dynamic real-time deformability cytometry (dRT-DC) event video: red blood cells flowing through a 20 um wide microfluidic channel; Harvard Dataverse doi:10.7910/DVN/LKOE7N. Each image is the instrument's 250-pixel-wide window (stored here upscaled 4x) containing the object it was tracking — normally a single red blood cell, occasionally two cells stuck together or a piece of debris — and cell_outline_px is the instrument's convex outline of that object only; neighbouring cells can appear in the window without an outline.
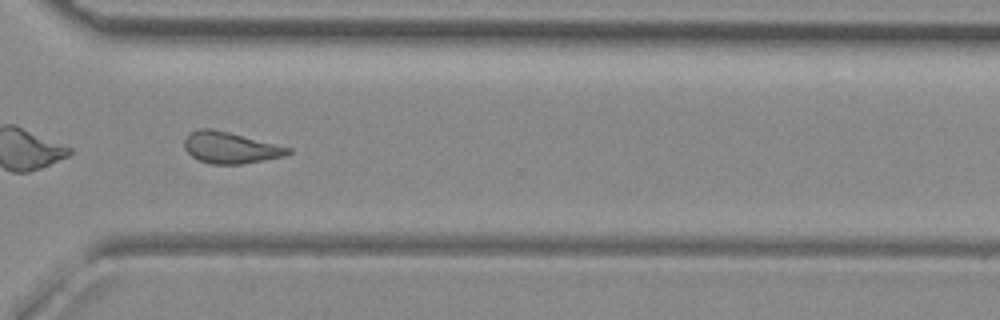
{"species": "common noctule bat (a hibernating species)", "species_latin": "Nyctalus noctula", "temperature_condition": "room temperature", "stored_images_in_passage": 52, "camera_frame_rate_fps": 3000, "um_per_image_px": 0.085, "animal": {"sex": "female", "body_mass_g": 29.2, "forearm_length_mm": 56.3}, "frame": {"image": 1, "passage_image": 37, "time_ms": 12.0, "image_size_px": [1000, 320], "cell_outline_px": [[292, 152], [284, 156], [240, 164], [212, 164], [200, 160], [192, 156], [184, 148], [184, 140], [192, 132], [200, 128], [212, 128], [292, 148]], "centroid_in_image_um": [19.58, 12.55], "position_along_channel_um": 351.0, "area_um2": 18.67}, "authors_computed_cell_mechanics": {"area_um2": 19.2763, "velocity_mm_per_s": 4.0486, "shape_relaxation_time_tau1_ms": null, "shape_relaxation_time_tau2_ms": 1.987, "deformation_change_tau1": null, "deformation_change_tau2": 0.1062}}